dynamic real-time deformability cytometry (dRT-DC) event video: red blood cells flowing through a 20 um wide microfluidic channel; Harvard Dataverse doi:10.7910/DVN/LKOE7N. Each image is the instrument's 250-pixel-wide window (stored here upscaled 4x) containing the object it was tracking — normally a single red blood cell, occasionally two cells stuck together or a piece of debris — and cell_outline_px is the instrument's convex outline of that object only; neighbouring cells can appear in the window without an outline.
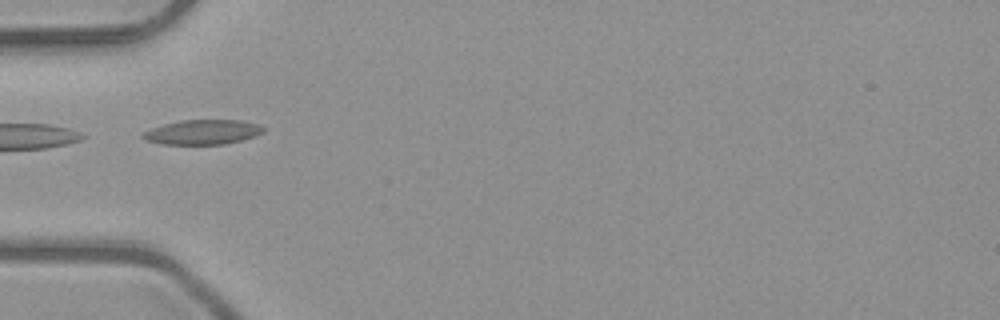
{"species": "common noctule bat (a hibernating species)", "species_latin": "Nyctalus noctula", "temperature_condition": "room temperature", "stored_images_in_passage": 1, "camera_frame_rate_fps": 3000, "um_per_image_px": 0.085, "animal": {"sex": "male", "body_mass_g": 23.1, "forearm_length_mm": 52.7}, "frame": {"image": 1, "passage_image": 1, "time_ms": 0.0, "image_size_px": [1000, 320], "cell_outline_px": [[264, 132], [256, 136], [224, 144], [160, 144], [144, 140], [140, 136], [144, 132], [152, 128], [164, 124], [180, 120], [240, 120], [256, 124], [264, 128]], "centroid_in_image_um": [17.19, 11.23], "position_along_channel_um": 67.8, "area_um2": 17.28}}